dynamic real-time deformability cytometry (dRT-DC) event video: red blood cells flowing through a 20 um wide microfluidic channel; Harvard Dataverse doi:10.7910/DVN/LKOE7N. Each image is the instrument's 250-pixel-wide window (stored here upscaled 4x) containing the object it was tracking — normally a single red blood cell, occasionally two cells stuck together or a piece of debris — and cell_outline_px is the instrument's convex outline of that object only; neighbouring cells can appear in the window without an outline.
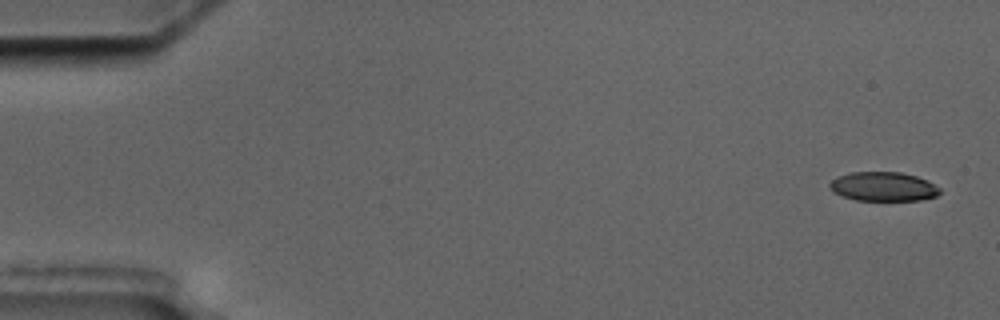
{"species": "common noctule bat (a hibernating species)", "species_latin": "Nyctalus noctula", "temperature_condition": "cold", "stored_images_in_passage": 5, "camera_frame_rate_fps": 3000, "um_per_image_px": 0.085, "animal": {"sex": "male", "body_mass_g": 17.5, "forearm_length_mm": 52.3}, "frame": {"image": 1, "passage_image": 1, "time_ms": 0.0, "image_size_px": [1000, 320], "cell_outline_px": [[940, 192], [936, 196], [920, 200], [856, 200], [832, 192], [828, 188], [828, 184], [836, 176], [848, 172], [900, 172], [916, 176], [928, 180], [940, 188]], "centroid_in_image_um": [75.05, 15.85], "position_along_channel_um": 10.0, "area_um2": 18.84}}
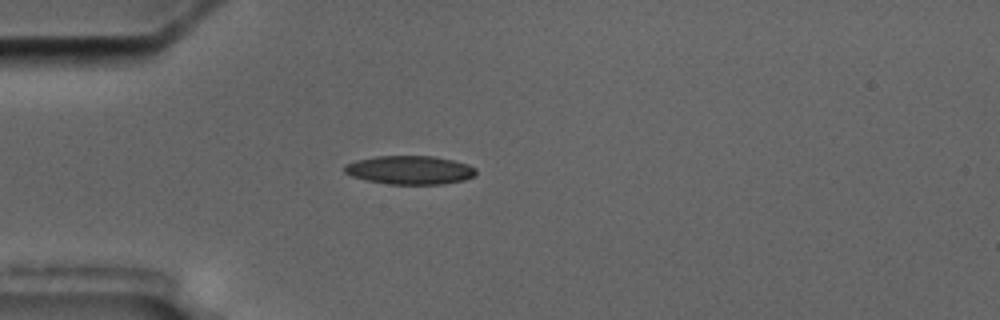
{"frame": {"image": 2, "passage_image": 5, "time_ms": 4.667, "image_size_px": [1000, 320], "cell_outline_px": [[476, 176], [464, 180], [444, 184], [388, 184], [368, 180], [352, 176], [344, 172], [344, 164], [356, 160], [376, 156], [436, 156], [468, 164], [476, 168]], "centroid_in_image_um": [34.86, 14.45], "position_along_channel_um": 50.1, "area_um2": 22.02}}